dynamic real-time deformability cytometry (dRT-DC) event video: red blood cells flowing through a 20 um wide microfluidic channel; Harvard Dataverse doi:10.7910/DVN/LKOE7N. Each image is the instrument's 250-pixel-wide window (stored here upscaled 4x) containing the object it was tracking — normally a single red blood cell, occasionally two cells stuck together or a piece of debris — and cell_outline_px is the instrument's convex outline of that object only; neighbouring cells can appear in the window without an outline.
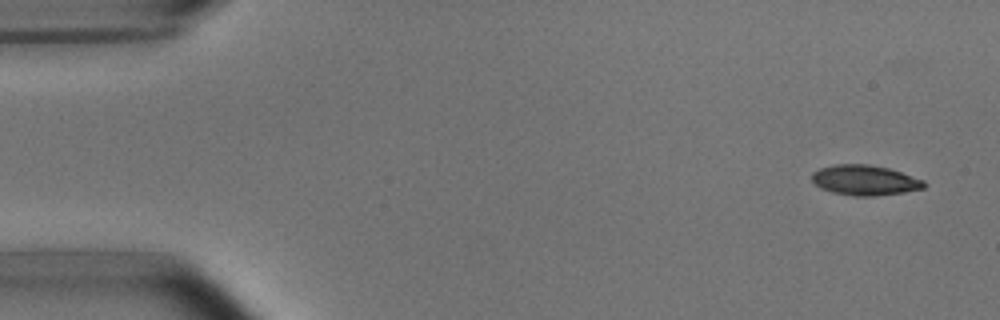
{"species": "common noctule bat (a hibernating species)", "species_latin": "Nyctalus noctula", "temperature_condition": "room temperature", "stored_images_in_passage": 4, "camera_frame_rate_fps": 3000, "um_per_image_px": 0.085, "animal": {"sex": "male", "body_mass_g": 15.6}, "frame": {"image": 1, "passage_image": 1, "time_ms": 0.0, "image_size_px": [1000, 320], "cell_outline_px": [[928, 184], [924, 188], [904, 192], [872, 196], [852, 196], [832, 192], [820, 188], [812, 180], [812, 172], [820, 168], [836, 164], [868, 164], [888, 168], [924, 180]], "centroid_in_image_um": [73.51, 15.32], "position_along_channel_um": 11.5, "area_um2": 19.71}}
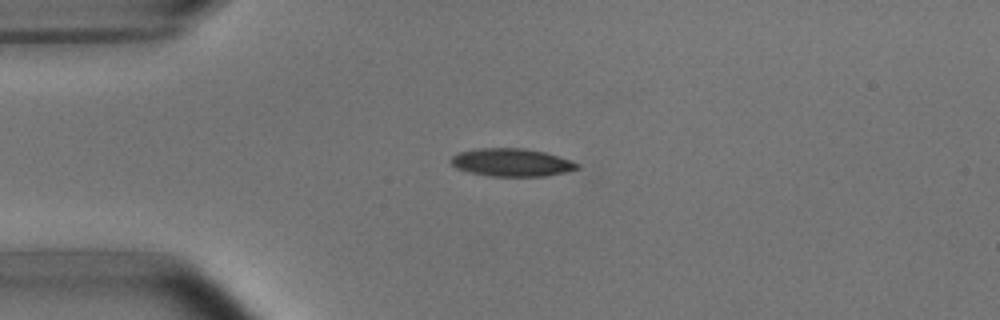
{"frame": {"image": 2, "passage_image": 3, "time_ms": 3.333, "image_size_px": [1000, 320], "cell_outline_px": [[580, 168], [548, 176], [488, 176], [468, 172], [456, 168], [448, 160], [452, 156], [460, 152], [476, 148], [524, 148], [544, 152], [580, 164]], "centroid_in_image_um": [43.44, 13.81], "position_along_channel_um": 41.6, "area_um2": 20.52}}